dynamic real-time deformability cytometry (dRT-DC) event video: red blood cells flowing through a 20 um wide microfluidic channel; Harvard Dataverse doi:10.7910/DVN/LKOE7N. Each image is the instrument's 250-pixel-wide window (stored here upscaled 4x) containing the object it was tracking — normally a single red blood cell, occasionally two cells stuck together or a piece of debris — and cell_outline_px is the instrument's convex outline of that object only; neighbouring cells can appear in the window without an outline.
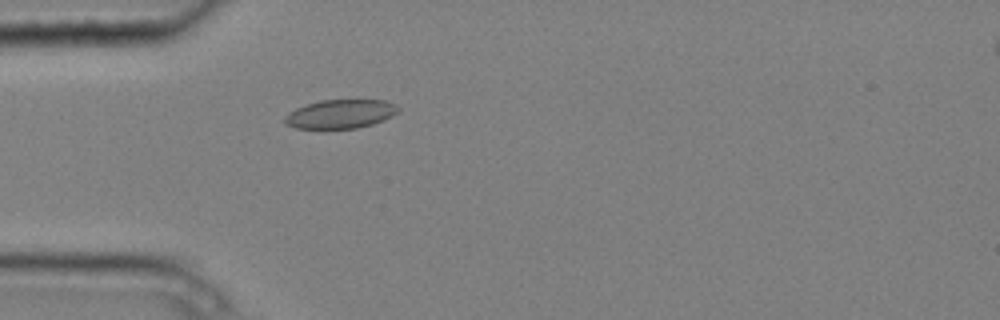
{"species": "common noctule bat (a hibernating species)", "species_latin": "Nyctalus noctula", "temperature_condition": "cold", "stored_images_in_passage": 5, "camera_frame_rate_fps": 3000, "um_per_image_px": 0.085, "animal": {"sex": "male", "body_mass_g": 20.4}, "frame": {"image": 1, "passage_image": 5, "time_ms": 1.333, "image_size_px": [1000, 320], "cell_outline_px": [[400, 112], [384, 120], [372, 124], [356, 128], [296, 128], [284, 124], [284, 116], [288, 112], [296, 108], [320, 100], [384, 100], [396, 104], [400, 108]], "centroid_in_image_um": [28.95, 9.68], "position_along_channel_um": 56.0, "area_um2": 19.13}}